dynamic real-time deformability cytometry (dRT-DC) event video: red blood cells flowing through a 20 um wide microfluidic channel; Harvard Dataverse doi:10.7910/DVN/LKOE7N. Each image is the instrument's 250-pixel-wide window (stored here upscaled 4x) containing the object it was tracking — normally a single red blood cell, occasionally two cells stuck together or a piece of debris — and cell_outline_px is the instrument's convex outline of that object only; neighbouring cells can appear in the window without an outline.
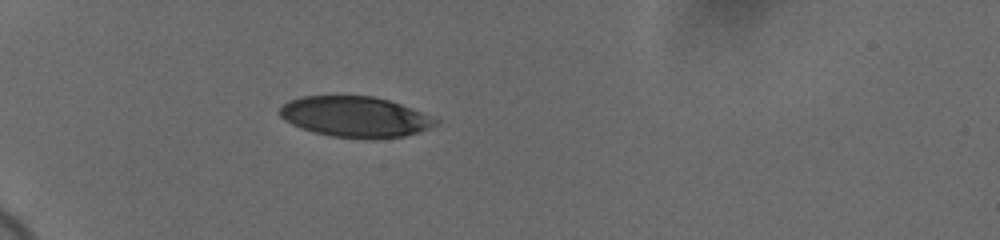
{"species": "human", "species_latin": "Homo sapiens", "temperature_condition": "cold", "stored_images_in_passage": 39, "camera_frame_rate_fps": 3000, "um_per_image_px": 0.085, "donor": {"sex": "female"}, "frame": {"image": 1, "passage_image": 1, "time_ms": 0.0, "image_size_px": [1000, 240], "cell_outline_px": [[440, 124], [432, 128], [420, 132], [404, 136], [368, 140], [332, 136], [312, 132], [300, 128], [284, 120], [280, 116], [280, 108], [288, 100], [300, 96], [372, 96], [388, 100], [412, 108], [432, 116], [440, 120]], "centroid_in_image_um": [30.23, 9.94], "position_along_channel_um": 54.8, "area_um2": 37.4}}
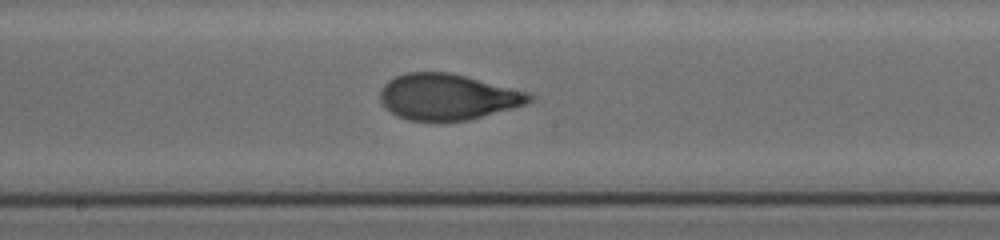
{"frame": {"image": 2, "passage_image": 16, "time_ms": 5.0, "image_size_px": [1000, 240], "cell_outline_px": [[536, 96], [528, 104], [468, 120], [440, 124], [408, 120], [396, 116], [380, 100], [380, 92], [384, 84], [388, 80], [396, 76], [408, 72], [448, 72], [532, 92]], "centroid_in_image_um": [38.09, 8.27], "position_along_channel_um": 210.1, "area_um2": 40.81}}
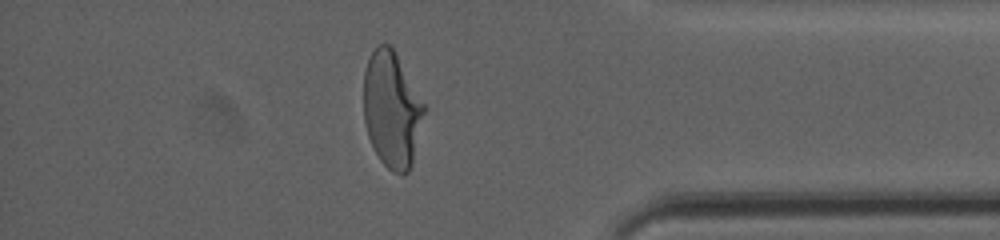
{"frame": {"image": 3, "passage_image": 33, "time_ms": 10.667, "image_size_px": [1000, 240], "cell_outline_px": [[424, 112], [412, 164], [408, 172], [392, 172], [380, 160], [368, 136], [364, 120], [364, 72], [368, 60], [372, 52], [380, 44], [388, 44], [392, 48], [424, 104]], "centroid_in_image_um": [33.28, 9.33], "position_along_channel_um": 401.9, "area_um2": 39.88}, "authors_computed_cell_mechanics": {"area_um2": 40.3444, "velocity_mm_per_s": 3.6793, "shape_relaxation_time_tau1_ms": 4.3994, "shape_relaxation_time_tau2_ms": 0.6466, "deformation_change_tau1": 0.1852, "deformation_change_tau2": 0.0471}}